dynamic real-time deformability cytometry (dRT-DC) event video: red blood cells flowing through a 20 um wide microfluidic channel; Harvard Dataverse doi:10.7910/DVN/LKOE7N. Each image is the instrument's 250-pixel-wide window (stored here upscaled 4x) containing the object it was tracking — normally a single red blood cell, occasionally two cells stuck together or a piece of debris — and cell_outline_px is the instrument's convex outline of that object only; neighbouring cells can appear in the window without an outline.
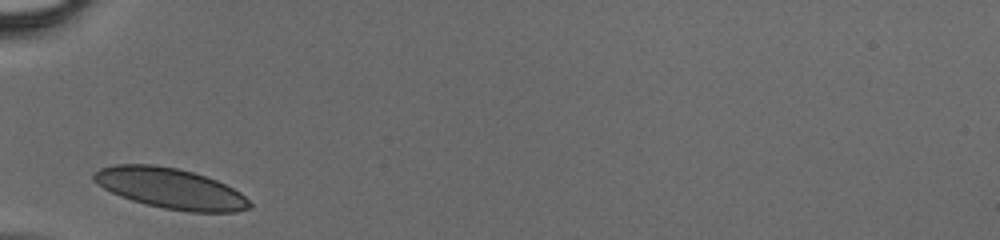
{"species": "human", "species_latin": "Homo sapiens", "temperature_condition": "cold", "stored_images_in_passage": 23, "camera_frame_rate_fps": 3000, "um_per_image_px": 0.085, "donor": {"sex": "male"}, "frame": {"image": 1, "passage_image": 1, "time_ms": 0.0, "image_size_px": [1000, 240], "cell_outline_px": [[252, 208], [236, 212], [188, 212], [164, 208], [132, 200], [120, 196], [96, 184], [92, 180], [92, 176], [100, 168], [116, 164], [152, 164], [176, 168], [192, 172], [216, 180], [240, 192], [252, 204]], "centroid_in_image_um": [14.48, 16.02], "position_along_channel_um": 70.5, "area_um2": 36.59}}
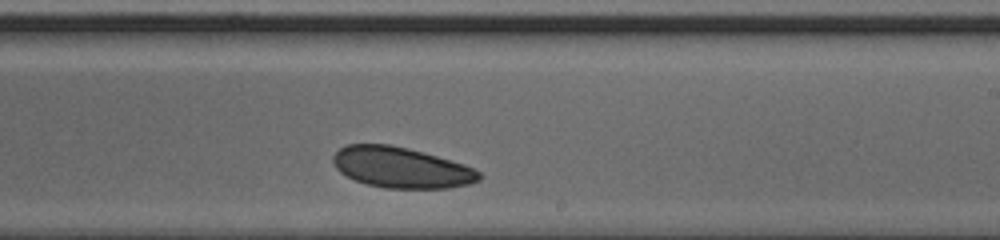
{"frame": {"image": 2, "passage_image": 14, "time_ms": 4.333, "image_size_px": [1000, 240], "cell_outline_px": [[484, 176], [480, 180], [468, 184], [448, 188], [384, 188], [368, 184], [356, 180], [340, 172], [336, 168], [332, 160], [332, 156], [340, 148], [348, 144], [392, 144], [424, 152], [464, 164], [480, 172]], "centroid_in_image_um": [34.11, 14.23], "position_along_channel_um": 254.9, "area_um2": 34.68}}
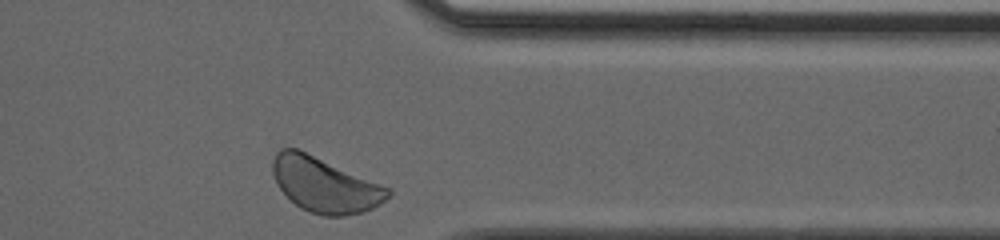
{"frame": {"image": 3, "passage_image": 23, "time_ms": 7.333, "image_size_px": [1000, 240], "cell_outline_px": [[392, 192], [380, 204], [364, 212], [344, 216], [324, 216], [300, 208], [276, 184], [272, 172], [272, 160], [276, 152], [280, 148], [296, 148], [392, 188]], "centroid_in_image_um": [27.62, 15.71], "position_along_channel_um": 383.8, "area_um2": 36.76}}